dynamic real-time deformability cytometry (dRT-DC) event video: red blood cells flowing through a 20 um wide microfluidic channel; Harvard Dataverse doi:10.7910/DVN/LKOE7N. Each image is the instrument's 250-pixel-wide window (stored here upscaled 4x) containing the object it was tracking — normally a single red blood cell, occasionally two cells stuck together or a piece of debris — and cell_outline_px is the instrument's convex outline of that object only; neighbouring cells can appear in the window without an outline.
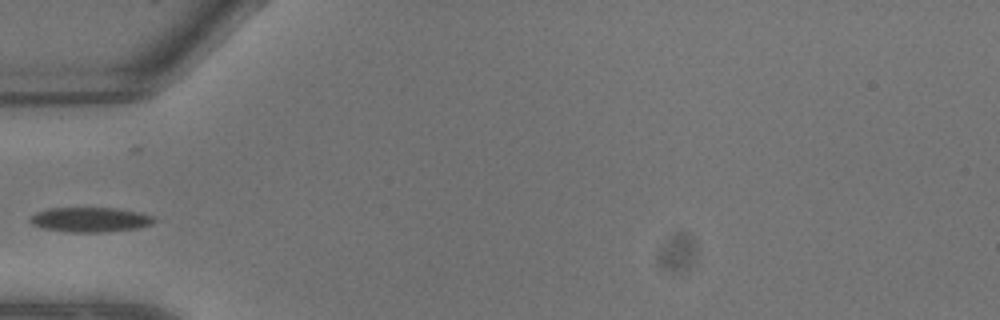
{"species": "common noctule bat (a hibernating species)", "species_latin": "Nyctalus noctula", "temperature_condition": "warm", "stored_images_in_passage": 9, "camera_frame_rate_fps": 3000, "um_per_image_px": 0.085, "animal": {"sex": "male", "body_mass_g": 13.3}, "frame": {"image": 1, "passage_image": 7, "time_ms": 2.0, "image_size_px": [1000, 320], "cell_outline_px": [[156, 220], [152, 224], [136, 228], [100, 232], [68, 232], [44, 228], [32, 224], [28, 220], [36, 212], [48, 208], [116, 208], [140, 212], [152, 216]], "centroid_in_image_um": [7.66, 18.66], "position_along_channel_um": 77.3, "area_um2": 17.74}}
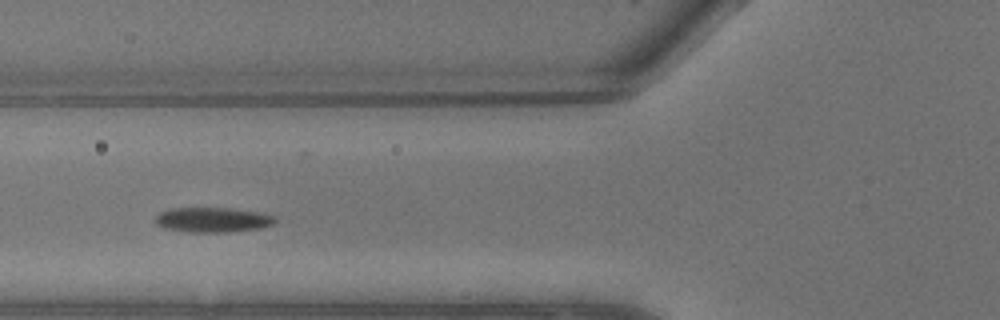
{"frame": {"image": 2, "passage_image": 8, "time_ms": 2.333, "image_size_px": [1000, 320], "cell_outline_px": [[276, 224], [260, 228], [228, 232], [188, 232], [164, 228], [156, 224], [156, 216], [160, 212], [168, 208], [232, 208], [260, 212], [276, 216]], "centroid_in_image_um": [18.11, 18.68], "position_along_channel_um": 107.7, "area_um2": 17.57}}
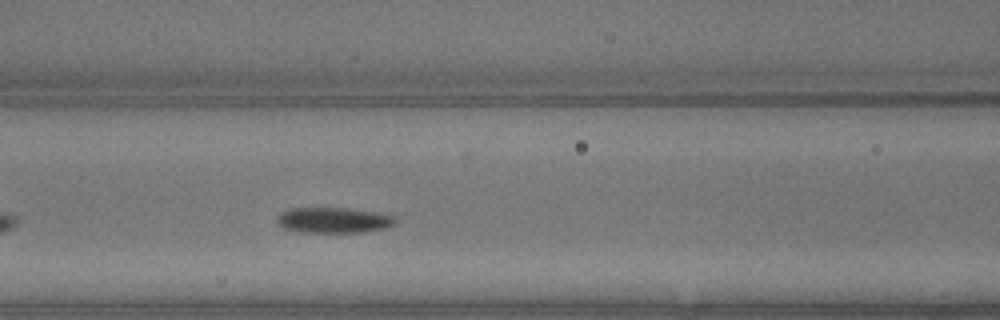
{"frame": {"image": 3, "passage_image": 9, "time_ms": 2.667, "image_size_px": [1000, 320], "cell_outline_px": [[396, 224], [384, 228], [360, 232], [304, 232], [284, 228], [276, 220], [280, 212], [288, 208], [348, 208], [376, 212], [396, 216]], "centroid_in_image_um": [28.37, 18.7], "position_along_channel_um": 138.2, "area_um2": 17.57}}